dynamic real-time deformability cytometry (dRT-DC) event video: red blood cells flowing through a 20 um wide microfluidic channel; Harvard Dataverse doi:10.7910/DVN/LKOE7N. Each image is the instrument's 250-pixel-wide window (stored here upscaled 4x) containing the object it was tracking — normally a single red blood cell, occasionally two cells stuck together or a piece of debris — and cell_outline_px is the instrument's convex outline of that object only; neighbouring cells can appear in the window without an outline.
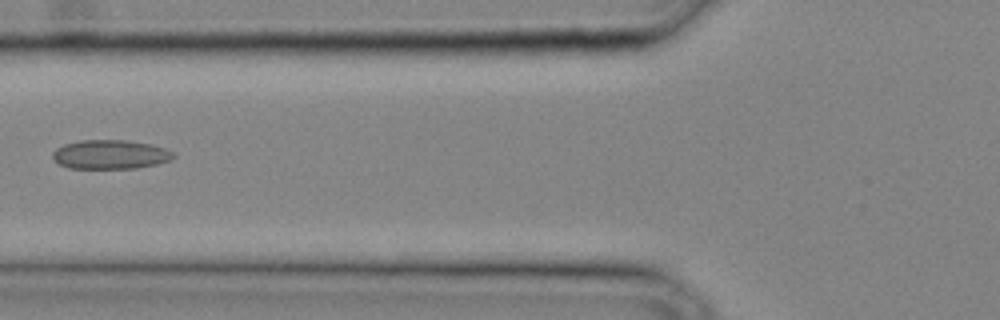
{"species": "common noctule bat (a hibernating species)", "species_latin": "Nyctalus noctula", "temperature_condition": "cold", "stored_images_in_passage": 27, "camera_frame_rate_fps": 3000, "um_per_image_px": 0.085, "animal": {"sex": "male", "body_mass_g": 20.4}, "frame": {"image": 1, "passage_image": 8, "time_ms": 2.333, "image_size_px": [1000, 320], "cell_outline_px": [[176, 156], [172, 160], [156, 164], [136, 168], [68, 168], [60, 164], [52, 156], [52, 152], [56, 148], [64, 144], [80, 140], [128, 140], [152, 144], [164, 148], [172, 152]], "centroid_in_image_um": [9.39, 13.12], "position_along_channel_um": 116.4, "area_um2": 20.52}}